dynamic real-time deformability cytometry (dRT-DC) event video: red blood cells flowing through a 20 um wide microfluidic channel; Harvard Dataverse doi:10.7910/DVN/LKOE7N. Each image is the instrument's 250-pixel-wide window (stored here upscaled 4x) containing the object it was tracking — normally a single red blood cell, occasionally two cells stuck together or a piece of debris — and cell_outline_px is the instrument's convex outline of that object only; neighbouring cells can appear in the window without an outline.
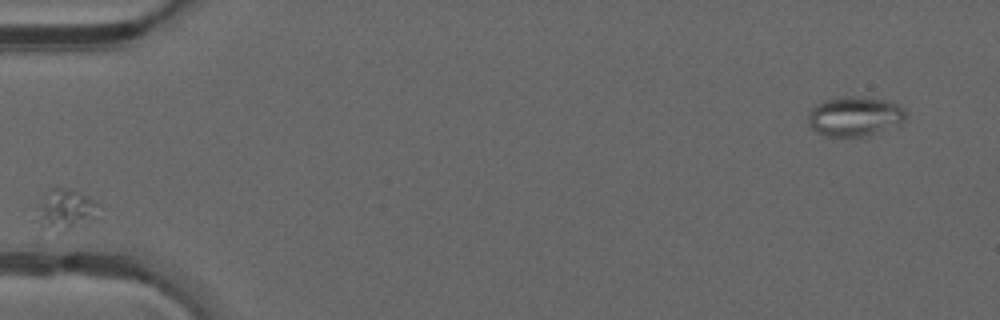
{"species": "common noctule bat (a hibernating species)", "species_latin": "Nyctalus noctula", "temperature_condition": "warm", "stored_images_in_passage": 29, "camera_frame_rate_fps": 3000, "um_per_image_px": 0.085, "animal": {"sex": "male", "forearm_length_mm": 52.5}, "frame": {"image": 1, "passage_image": 1, "time_ms": 0.0, "image_size_px": [1000, 320], "cell_outline_px": [[100, 204], [64, 232], [60, 232], [40, 216], [44, 204], [52, 188], [76, 188], [96, 200]], "centroid_in_image_um": [5.68, 17.64], "position_along_channel_um": 79.3, "area_um2": 11.91}}
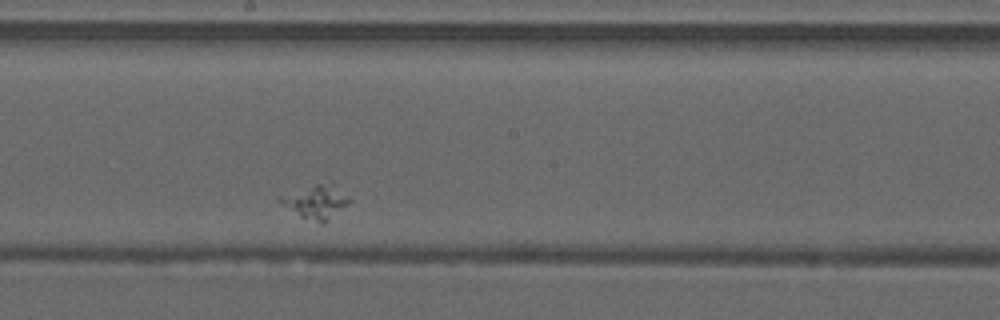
{"frame": {"image": 2, "passage_image": 13, "time_ms": 4.0, "image_size_px": [1000, 320], "cell_outline_px": [[352, 200], [348, 204], [324, 224], [300, 216], [276, 200], [276, 196], [316, 184], [320, 184], [348, 196]], "centroid_in_image_um": [26.77, 17.21], "position_along_channel_um": 221.4, "area_um2": 12.77}}
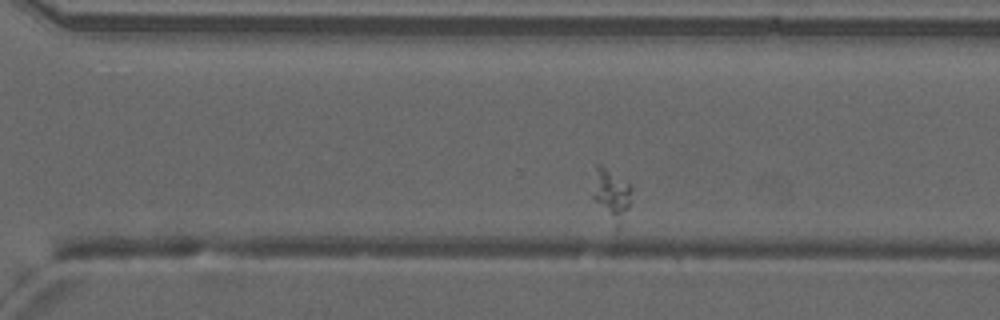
{"frame": {"image": 3, "passage_image": 21, "time_ms": 6.667, "image_size_px": [1000, 320], "cell_outline_px": [[632, 188], [628, 208], [620, 228], [616, 228], [592, 196], [596, 164], [600, 164], [632, 184]], "centroid_in_image_um": [52.0, 16.51], "position_along_channel_um": 318.6, "area_um2": 11.5}}